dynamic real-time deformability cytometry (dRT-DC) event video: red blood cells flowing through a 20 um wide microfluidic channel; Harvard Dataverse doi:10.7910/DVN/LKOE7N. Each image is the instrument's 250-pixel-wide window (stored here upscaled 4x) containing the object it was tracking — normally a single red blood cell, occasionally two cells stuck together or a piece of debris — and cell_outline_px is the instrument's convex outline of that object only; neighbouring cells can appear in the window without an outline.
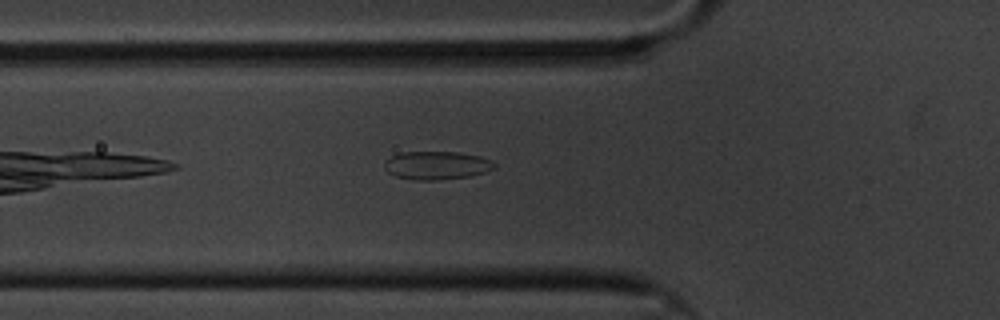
{"species": "common noctule bat (a hibernating species)", "species_latin": "Nyctalus noctula", "temperature_condition": "cold", "stored_images_in_passage": 40, "camera_frame_rate_fps": 3000, "um_per_image_px": 0.085, "animal": {"sex": "male", "body_mass_g": 20.1, "forearm_length_mm": 53.5}, "frame": {"image": 1, "passage_image": 6, "time_ms": 1.667, "image_size_px": [1000, 320], "cell_outline_px": [[496, 168], [484, 172], [468, 176], [436, 180], [416, 180], [396, 176], [388, 172], [384, 168], [384, 160], [400, 152], [460, 152], [480, 156], [492, 160], [496, 164]], "centroid_in_image_um": [37.12, 14.04], "position_along_channel_um": 88.7, "area_um2": 18.15}}
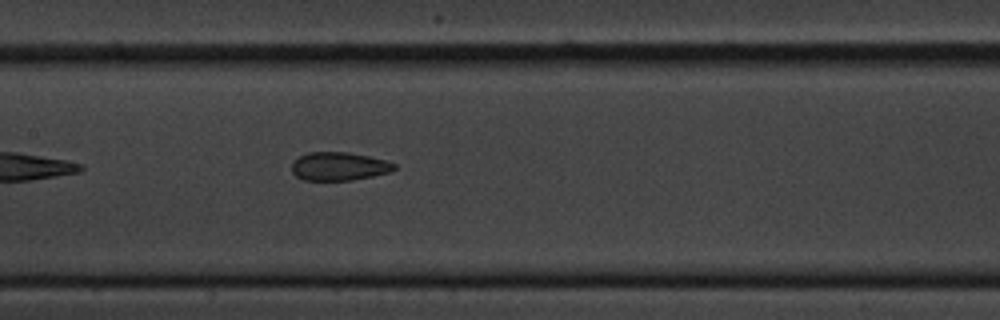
{"frame": {"image": 2, "passage_image": 14, "time_ms": 4.333, "image_size_px": [1000, 320], "cell_outline_px": [[396, 168], [392, 172], [352, 180], [304, 180], [296, 176], [292, 172], [292, 164], [300, 156], [308, 152], [348, 152], [388, 160], [396, 164]], "centroid_in_image_um": [28.86, 14.14], "position_along_channel_um": 178.5, "area_um2": 16.99}}
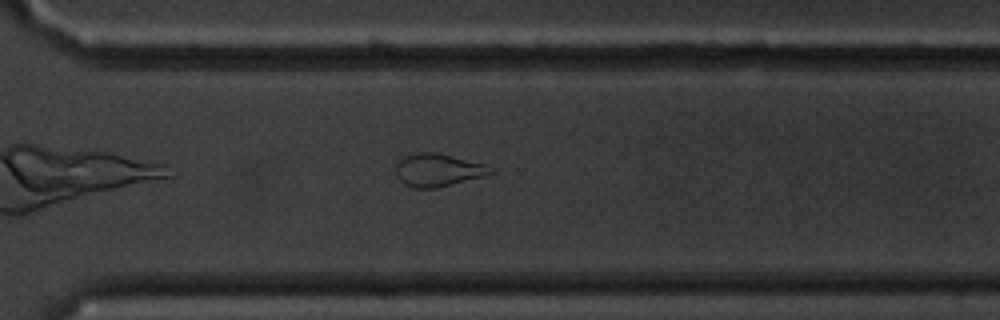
{"frame": {"image": 3, "passage_image": 28, "time_ms": 9.0, "image_size_px": [1000, 320], "cell_outline_px": [[496, 172], [484, 176], [436, 188], [416, 188], [404, 184], [400, 180], [396, 172], [396, 164], [404, 156], [420, 152], [432, 152], [484, 164]], "centroid_in_image_um": [37.2, 14.47], "position_along_channel_um": 333.4, "area_um2": 17.69}}